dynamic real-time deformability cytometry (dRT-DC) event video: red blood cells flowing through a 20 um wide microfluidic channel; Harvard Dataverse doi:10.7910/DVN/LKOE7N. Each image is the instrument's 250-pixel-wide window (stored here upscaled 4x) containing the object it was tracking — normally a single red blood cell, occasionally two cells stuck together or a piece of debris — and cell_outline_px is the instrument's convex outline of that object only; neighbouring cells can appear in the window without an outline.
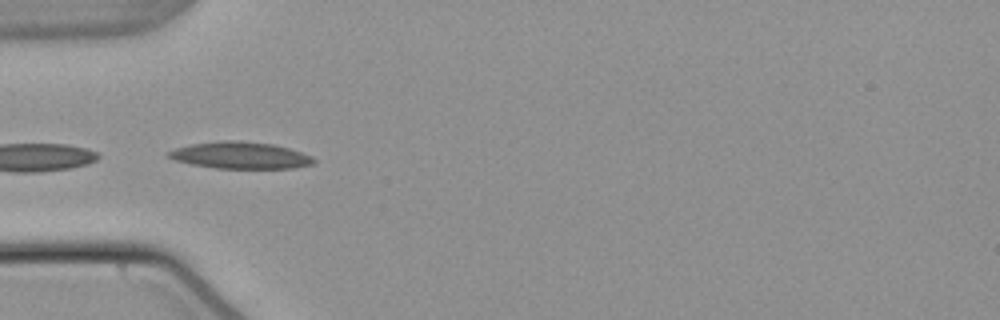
{"species": "common noctule bat (a hibernating species)", "species_latin": "Nyctalus noctula", "temperature_condition": "warm", "stored_images_in_passage": 6, "camera_frame_rate_fps": 3000, "um_per_image_px": 0.085, "animal": {"sex": "male", "body_mass_g": 21.5, "forearm_length_mm": 52.0}, "frame": {"image": 1, "passage_image": 1, "time_ms": 0.0, "image_size_px": [1000, 320], "cell_outline_px": [[316, 164], [292, 168], [216, 168], [192, 164], [176, 160], [168, 156], [168, 152], [176, 148], [192, 144], [224, 140], [236, 140], [272, 144], [288, 148], [312, 156], [316, 160]], "centroid_in_image_um": [20.48, 13.2], "position_along_channel_um": 64.5, "area_um2": 22.43}}